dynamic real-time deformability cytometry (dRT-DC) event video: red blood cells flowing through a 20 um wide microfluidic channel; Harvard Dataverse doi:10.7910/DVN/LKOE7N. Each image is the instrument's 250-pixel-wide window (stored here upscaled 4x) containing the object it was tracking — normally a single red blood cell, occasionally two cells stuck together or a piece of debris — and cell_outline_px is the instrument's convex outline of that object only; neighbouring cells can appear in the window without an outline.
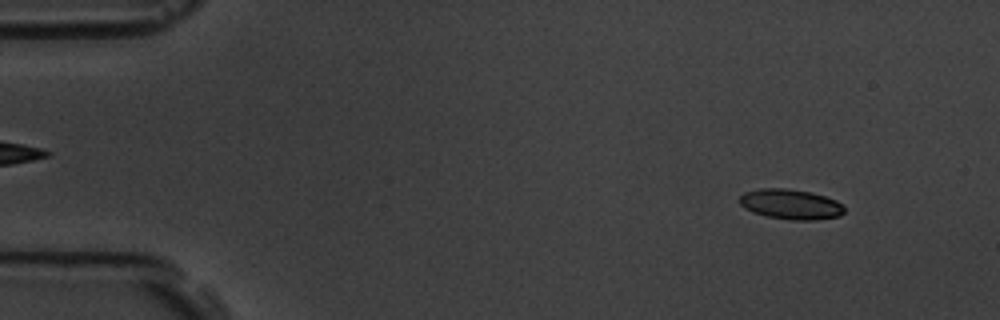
{"species": "common noctule bat (a hibernating species)", "species_latin": "Nyctalus noctula", "temperature_condition": "room temperature", "stored_images_in_passage": 15, "camera_frame_rate_fps": 3000, "um_per_image_px": 0.085, "animal": {"sex": "male", "body_mass_g": 19.5, "forearm_length_mm": 54.6}, "frame": {"image": 1, "passage_image": 5, "time_ms": 1.333, "image_size_px": [1000, 320], "cell_outline_px": [[844, 212], [840, 216], [816, 220], [792, 220], [768, 216], [752, 212], [744, 208], [740, 204], [740, 196], [744, 192], [760, 188], [788, 188], [808, 192], [824, 196], [836, 200], [844, 208]], "centroid_in_image_um": [67.19, 17.36], "position_along_channel_um": 17.8, "area_um2": 18.32}}